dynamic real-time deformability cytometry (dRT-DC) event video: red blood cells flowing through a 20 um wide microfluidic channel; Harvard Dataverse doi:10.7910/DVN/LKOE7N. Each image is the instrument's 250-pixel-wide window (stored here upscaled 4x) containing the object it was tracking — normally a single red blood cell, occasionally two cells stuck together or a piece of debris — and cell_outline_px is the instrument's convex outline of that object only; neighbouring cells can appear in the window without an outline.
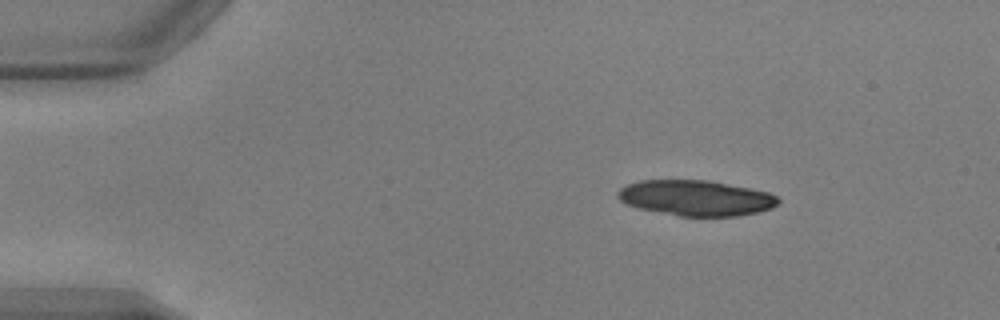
{"species": "common noctule bat (a hibernating species)", "species_latin": "Nyctalus noctula", "temperature_condition": "warm", "stored_images_in_passage": 50, "camera_frame_rate_fps": 3000, "um_per_image_px": 0.085, "animal": {"sex": "male", "body_mass_g": 17.9, "forearm_length_mm": 54.2}, "frame": {"image": 1, "passage_image": 7, "time_ms": 2.0, "image_size_px": [1000, 320], "cell_outline_px": [[780, 200], [772, 208], [756, 212], [736, 216], [680, 216], [640, 208], [628, 204], [620, 200], [616, 196], [616, 192], [620, 188], [628, 184], [640, 180], [708, 180], [768, 192], [776, 196]], "centroid_in_image_um": [59.13, 16.82], "position_along_channel_um": 25.9, "area_um2": 32.89}}
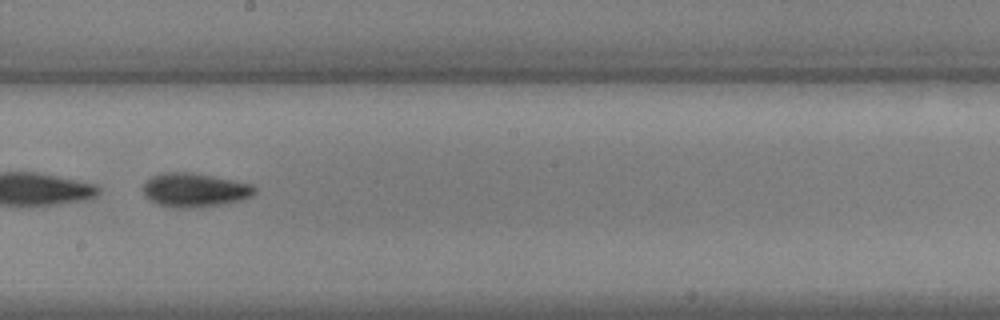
{"frame": {"image": 2, "passage_image": 29, "time_ms": 9.333, "image_size_px": [1000, 320], "cell_outline_px": [[256, 192], [252, 196], [240, 200], [224, 204], [192, 208], [172, 208], [160, 204], [144, 196], [144, 184], [152, 176], [164, 172], [192, 172], [236, 180], [252, 184], [256, 188]], "centroid_in_image_um": [16.59, 16.15], "position_along_channel_um": 231.6, "area_um2": 22.14}}